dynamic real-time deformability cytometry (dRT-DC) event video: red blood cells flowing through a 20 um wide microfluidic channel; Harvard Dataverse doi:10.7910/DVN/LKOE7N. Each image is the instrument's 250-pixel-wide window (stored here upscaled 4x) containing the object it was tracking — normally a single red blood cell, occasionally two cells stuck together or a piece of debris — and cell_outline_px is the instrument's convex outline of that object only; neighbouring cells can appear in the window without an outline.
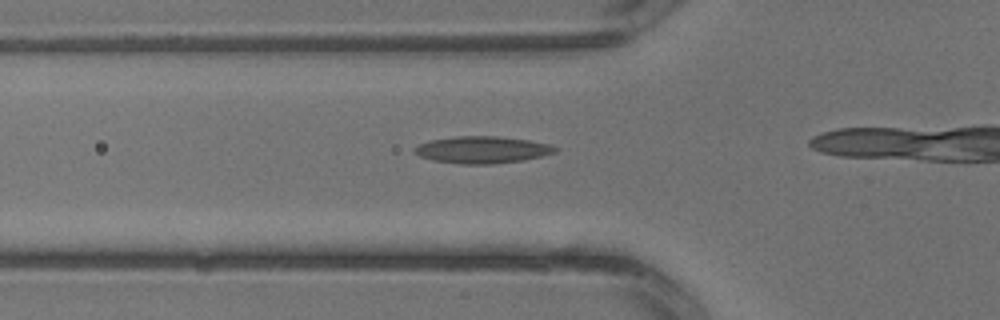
{"species": "common noctule bat (a hibernating species)", "species_latin": "Nyctalus noctula", "temperature_condition": "warm", "stored_images_in_passage": 6, "camera_frame_rate_fps": 3000, "um_per_image_px": 0.085, "animal": {"sex": "male", "body_mass_g": 13.3}, "frame": {"image": 1, "passage_image": 4, "time_ms": 1.0, "image_size_px": [1000, 320], "cell_outline_px": [[560, 148], [556, 152], [524, 160], [492, 164], [460, 164], [432, 160], [420, 156], [412, 152], [412, 148], [428, 140], [456, 136], [496, 136], [528, 140], [548, 144]], "centroid_in_image_um": [40.95, 12.73], "position_along_channel_um": 84.9, "area_um2": 22.2}}